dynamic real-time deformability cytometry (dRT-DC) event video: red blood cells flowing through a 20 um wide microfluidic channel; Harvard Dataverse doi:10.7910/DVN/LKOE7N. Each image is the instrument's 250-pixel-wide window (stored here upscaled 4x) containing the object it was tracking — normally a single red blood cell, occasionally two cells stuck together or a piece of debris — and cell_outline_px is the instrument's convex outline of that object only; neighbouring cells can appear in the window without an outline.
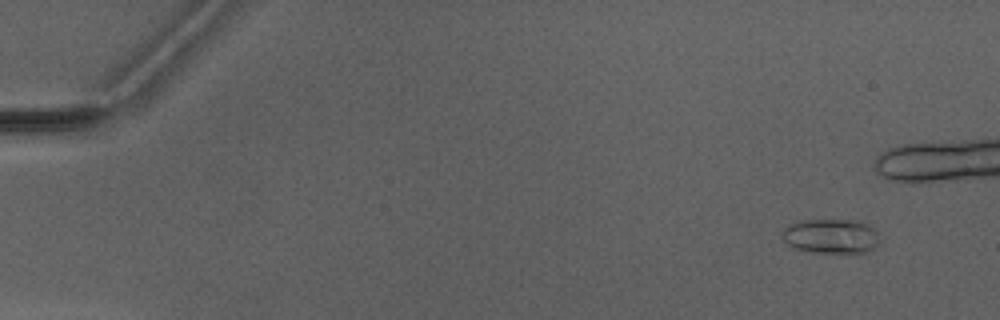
{"species": "Egyptian fruit bat (a non-hibernating species)", "species_latin": "Rousettus aegyptiacus", "temperature_condition": "warm", "stored_images_in_passage": 6, "camera_frame_rate_fps": 3000, "um_per_image_px": 0.085, "animal": {"sex": "male"}, "frame": {"image": 1, "passage_image": 2, "time_ms": 1.0, "image_size_px": [1000, 320], "cell_outline_px": [[880, 244], [864, 252], [816, 252], [796, 248], [788, 244], [780, 236], [780, 232], [788, 224], [800, 220], [860, 220], [868, 224], [876, 232], [880, 240]], "centroid_in_image_um": [70.61, 20.05], "position_along_channel_um": 14.4, "area_um2": 19.65}}